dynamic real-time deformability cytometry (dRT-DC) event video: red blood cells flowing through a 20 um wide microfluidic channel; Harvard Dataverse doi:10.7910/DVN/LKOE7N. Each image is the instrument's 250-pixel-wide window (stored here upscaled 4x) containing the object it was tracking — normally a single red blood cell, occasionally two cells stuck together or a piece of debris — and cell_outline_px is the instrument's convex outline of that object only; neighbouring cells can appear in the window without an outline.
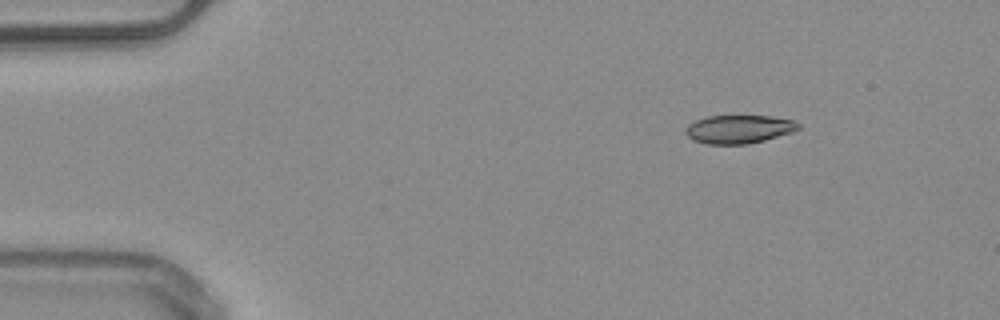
{"species": "common noctule bat (a hibernating species)", "species_latin": "Nyctalus noctula", "temperature_condition": "warm", "stored_images_in_passage": 3, "camera_frame_rate_fps": 3000, "um_per_image_px": 0.085, "animal": {"sex": "male", "body_mass_g": 20.4}, "frame": {"image": 1, "passage_image": 1, "time_ms": 0.0, "image_size_px": [1000, 320], "cell_outline_px": [[800, 128], [792, 132], [764, 140], [748, 144], [708, 144], [692, 140], [684, 132], [688, 124], [704, 116], [772, 116], [792, 120], [800, 124]], "centroid_in_image_um": [62.78, 10.98], "position_along_channel_um": 22.2, "area_um2": 18.67}}